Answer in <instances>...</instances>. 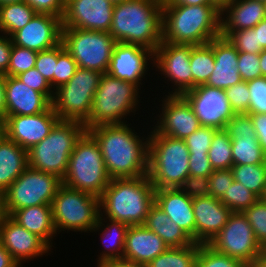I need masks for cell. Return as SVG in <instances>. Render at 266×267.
Returning <instances> with one entry per match:
<instances>
[{
    "mask_svg": "<svg viewBox=\"0 0 266 267\" xmlns=\"http://www.w3.org/2000/svg\"><path fill=\"white\" fill-rule=\"evenodd\" d=\"M129 125L131 123L103 124L87 130L100 146L110 179L147 175L149 133L144 135L145 138L141 137Z\"/></svg>",
    "mask_w": 266,
    "mask_h": 267,
    "instance_id": "1",
    "label": "cell"
},
{
    "mask_svg": "<svg viewBox=\"0 0 266 267\" xmlns=\"http://www.w3.org/2000/svg\"><path fill=\"white\" fill-rule=\"evenodd\" d=\"M162 0L116 3L109 33L116 42L136 44L153 52L162 42Z\"/></svg>",
    "mask_w": 266,
    "mask_h": 267,
    "instance_id": "2",
    "label": "cell"
},
{
    "mask_svg": "<svg viewBox=\"0 0 266 267\" xmlns=\"http://www.w3.org/2000/svg\"><path fill=\"white\" fill-rule=\"evenodd\" d=\"M162 41L202 45L221 36V11L215 5H162Z\"/></svg>",
    "mask_w": 266,
    "mask_h": 267,
    "instance_id": "3",
    "label": "cell"
},
{
    "mask_svg": "<svg viewBox=\"0 0 266 267\" xmlns=\"http://www.w3.org/2000/svg\"><path fill=\"white\" fill-rule=\"evenodd\" d=\"M154 203L155 187L147 175L111 179L99 197V216L129 226L143 225Z\"/></svg>",
    "mask_w": 266,
    "mask_h": 267,
    "instance_id": "4",
    "label": "cell"
},
{
    "mask_svg": "<svg viewBox=\"0 0 266 267\" xmlns=\"http://www.w3.org/2000/svg\"><path fill=\"white\" fill-rule=\"evenodd\" d=\"M147 176L155 189L179 187L189 176V150L185 140L149 132Z\"/></svg>",
    "mask_w": 266,
    "mask_h": 267,
    "instance_id": "5",
    "label": "cell"
},
{
    "mask_svg": "<svg viewBox=\"0 0 266 267\" xmlns=\"http://www.w3.org/2000/svg\"><path fill=\"white\" fill-rule=\"evenodd\" d=\"M86 126L77 121L59 120L50 134L28 152V166L63 180L69 158L77 141L86 132Z\"/></svg>",
    "mask_w": 266,
    "mask_h": 267,
    "instance_id": "6",
    "label": "cell"
},
{
    "mask_svg": "<svg viewBox=\"0 0 266 267\" xmlns=\"http://www.w3.org/2000/svg\"><path fill=\"white\" fill-rule=\"evenodd\" d=\"M140 90L133 83L112 77L108 73L101 76L95 92L86 130L103 124L127 123L125 118L139 108Z\"/></svg>",
    "mask_w": 266,
    "mask_h": 267,
    "instance_id": "7",
    "label": "cell"
},
{
    "mask_svg": "<svg viewBox=\"0 0 266 267\" xmlns=\"http://www.w3.org/2000/svg\"><path fill=\"white\" fill-rule=\"evenodd\" d=\"M110 180L100 146L86 131L77 141L70 155L68 169L62 183L99 198Z\"/></svg>",
    "mask_w": 266,
    "mask_h": 267,
    "instance_id": "8",
    "label": "cell"
},
{
    "mask_svg": "<svg viewBox=\"0 0 266 267\" xmlns=\"http://www.w3.org/2000/svg\"><path fill=\"white\" fill-rule=\"evenodd\" d=\"M51 208L57 235L66 230L90 233L100 215L97 196L72 189L63 183L52 200Z\"/></svg>",
    "mask_w": 266,
    "mask_h": 267,
    "instance_id": "9",
    "label": "cell"
},
{
    "mask_svg": "<svg viewBox=\"0 0 266 267\" xmlns=\"http://www.w3.org/2000/svg\"><path fill=\"white\" fill-rule=\"evenodd\" d=\"M101 76L98 71L78 67L66 84L54 90L51 106L60 120L77 121L84 125L89 122Z\"/></svg>",
    "mask_w": 266,
    "mask_h": 267,
    "instance_id": "10",
    "label": "cell"
},
{
    "mask_svg": "<svg viewBox=\"0 0 266 267\" xmlns=\"http://www.w3.org/2000/svg\"><path fill=\"white\" fill-rule=\"evenodd\" d=\"M61 42L78 67L107 73L116 44L110 33L62 27Z\"/></svg>",
    "mask_w": 266,
    "mask_h": 267,
    "instance_id": "11",
    "label": "cell"
},
{
    "mask_svg": "<svg viewBox=\"0 0 266 267\" xmlns=\"http://www.w3.org/2000/svg\"><path fill=\"white\" fill-rule=\"evenodd\" d=\"M61 184L56 175L28 166L5 191L9 215L26 207L51 204Z\"/></svg>",
    "mask_w": 266,
    "mask_h": 267,
    "instance_id": "12",
    "label": "cell"
},
{
    "mask_svg": "<svg viewBox=\"0 0 266 267\" xmlns=\"http://www.w3.org/2000/svg\"><path fill=\"white\" fill-rule=\"evenodd\" d=\"M215 251L252 267L263 253L252 226L241 212H233L221 231L208 243Z\"/></svg>",
    "mask_w": 266,
    "mask_h": 267,
    "instance_id": "13",
    "label": "cell"
},
{
    "mask_svg": "<svg viewBox=\"0 0 266 267\" xmlns=\"http://www.w3.org/2000/svg\"><path fill=\"white\" fill-rule=\"evenodd\" d=\"M194 45L161 42L154 51L153 66L167 82L172 83L168 95H183L192 89L190 66L191 49ZM174 84V85H173Z\"/></svg>",
    "mask_w": 266,
    "mask_h": 267,
    "instance_id": "14",
    "label": "cell"
},
{
    "mask_svg": "<svg viewBox=\"0 0 266 267\" xmlns=\"http://www.w3.org/2000/svg\"><path fill=\"white\" fill-rule=\"evenodd\" d=\"M161 113L154 119L151 125L157 133L175 139L185 140L195 132L200 126L199 119L191 104L183 95H165L162 98Z\"/></svg>",
    "mask_w": 266,
    "mask_h": 267,
    "instance_id": "15",
    "label": "cell"
},
{
    "mask_svg": "<svg viewBox=\"0 0 266 267\" xmlns=\"http://www.w3.org/2000/svg\"><path fill=\"white\" fill-rule=\"evenodd\" d=\"M183 96L191 104L201 126L224 129L235 115L225 90L204 84L186 91Z\"/></svg>",
    "mask_w": 266,
    "mask_h": 267,
    "instance_id": "16",
    "label": "cell"
},
{
    "mask_svg": "<svg viewBox=\"0 0 266 267\" xmlns=\"http://www.w3.org/2000/svg\"><path fill=\"white\" fill-rule=\"evenodd\" d=\"M59 120L52 106L35 115L6 116L2 123V133L9 140L29 150L46 138Z\"/></svg>",
    "mask_w": 266,
    "mask_h": 267,
    "instance_id": "17",
    "label": "cell"
},
{
    "mask_svg": "<svg viewBox=\"0 0 266 267\" xmlns=\"http://www.w3.org/2000/svg\"><path fill=\"white\" fill-rule=\"evenodd\" d=\"M114 5L109 0H66L62 27L109 33Z\"/></svg>",
    "mask_w": 266,
    "mask_h": 267,
    "instance_id": "18",
    "label": "cell"
},
{
    "mask_svg": "<svg viewBox=\"0 0 266 267\" xmlns=\"http://www.w3.org/2000/svg\"><path fill=\"white\" fill-rule=\"evenodd\" d=\"M153 60L154 52L149 48L116 42L107 73L112 77L133 83L140 89L142 78H146L149 64H154Z\"/></svg>",
    "mask_w": 266,
    "mask_h": 267,
    "instance_id": "19",
    "label": "cell"
},
{
    "mask_svg": "<svg viewBox=\"0 0 266 267\" xmlns=\"http://www.w3.org/2000/svg\"><path fill=\"white\" fill-rule=\"evenodd\" d=\"M12 44L37 52L56 47L62 40V20L47 13H36L11 37Z\"/></svg>",
    "mask_w": 266,
    "mask_h": 267,
    "instance_id": "20",
    "label": "cell"
},
{
    "mask_svg": "<svg viewBox=\"0 0 266 267\" xmlns=\"http://www.w3.org/2000/svg\"><path fill=\"white\" fill-rule=\"evenodd\" d=\"M224 130L232 140L234 165L266 163V156L249 114H235Z\"/></svg>",
    "mask_w": 266,
    "mask_h": 267,
    "instance_id": "21",
    "label": "cell"
},
{
    "mask_svg": "<svg viewBox=\"0 0 266 267\" xmlns=\"http://www.w3.org/2000/svg\"><path fill=\"white\" fill-rule=\"evenodd\" d=\"M0 241L20 267L26 260L42 257L52 250L40 237L22 227L10 215L0 223Z\"/></svg>",
    "mask_w": 266,
    "mask_h": 267,
    "instance_id": "22",
    "label": "cell"
},
{
    "mask_svg": "<svg viewBox=\"0 0 266 267\" xmlns=\"http://www.w3.org/2000/svg\"><path fill=\"white\" fill-rule=\"evenodd\" d=\"M193 212L195 216V242L208 244L233 213L220 199L212 196H203L193 199Z\"/></svg>",
    "mask_w": 266,
    "mask_h": 267,
    "instance_id": "23",
    "label": "cell"
},
{
    "mask_svg": "<svg viewBox=\"0 0 266 267\" xmlns=\"http://www.w3.org/2000/svg\"><path fill=\"white\" fill-rule=\"evenodd\" d=\"M168 248L159 235L144 225H132L126 233L122 259L144 267Z\"/></svg>",
    "mask_w": 266,
    "mask_h": 267,
    "instance_id": "24",
    "label": "cell"
},
{
    "mask_svg": "<svg viewBox=\"0 0 266 267\" xmlns=\"http://www.w3.org/2000/svg\"><path fill=\"white\" fill-rule=\"evenodd\" d=\"M212 49L215 66L205 85L226 90L240 83L242 78L237 67L239 56L237 49L227 38L222 36L212 39Z\"/></svg>",
    "mask_w": 266,
    "mask_h": 267,
    "instance_id": "25",
    "label": "cell"
},
{
    "mask_svg": "<svg viewBox=\"0 0 266 267\" xmlns=\"http://www.w3.org/2000/svg\"><path fill=\"white\" fill-rule=\"evenodd\" d=\"M6 116L35 115L45 112L51 102L40 92L29 88L16 76H6Z\"/></svg>",
    "mask_w": 266,
    "mask_h": 267,
    "instance_id": "26",
    "label": "cell"
},
{
    "mask_svg": "<svg viewBox=\"0 0 266 267\" xmlns=\"http://www.w3.org/2000/svg\"><path fill=\"white\" fill-rule=\"evenodd\" d=\"M155 204L159 206L195 242L193 199L179 187L155 189Z\"/></svg>",
    "mask_w": 266,
    "mask_h": 267,
    "instance_id": "27",
    "label": "cell"
},
{
    "mask_svg": "<svg viewBox=\"0 0 266 267\" xmlns=\"http://www.w3.org/2000/svg\"><path fill=\"white\" fill-rule=\"evenodd\" d=\"M264 19H266V13L263 2L233 0L221 11V32L254 28Z\"/></svg>",
    "mask_w": 266,
    "mask_h": 267,
    "instance_id": "28",
    "label": "cell"
},
{
    "mask_svg": "<svg viewBox=\"0 0 266 267\" xmlns=\"http://www.w3.org/2000/svg\"><path fill=\"white\" fill-rule=\"evenodd\" d=\"M11 217L22 227L40 237L50 248L54 247L52 241L57 233L52 219L51 204L19 209Z\"/></svg>",
    "mask_w": 266,
    "mask_h": 267,
    "instance_id": "29",
    "label": "cell"
},
{
    "mask_svg": "<svg viewBox=\"0 0 266 267\" xmlns=\"http://www.w3.org/2000/svg\"><path fill=\"white\" fill-rule=\"evenodd\" d=\"M28 167V152L0 134V189L4 192Z\"/></svg>",
    "mask_w": 266,
    "mask_h": 267,
    "instance_id": "30",
    "label": "cell"
},
{
    "mask_svg": "<svg viewBox=\"0 0 266 267\" xmlns=\"http://www.w3.org/2000/svg\"><path fill=\"white\" fill-rule=\"evenodd\" d=\"M109 221V222H108ZM106 224H105V223ZM106 225V226H105ZM129 225L113 221L104 216H99L97 224L91 232H101L98 235L101 237L104 250L98 254L97 264L105 261L119 260L123 257L126 233Z\"/></svg>",
    "mask_w": 266,
    "mask_h": 267,
    "instance_id": "31",
    "label": "cell"
},
{
    "mask_svg": "<svg viewBox=\"0 0 266 267\" xmlns=\"http://www.w3.org/2000/svg\"><path fill=\"white\" fill-rule=\"evenodd\" d=\"M159 235L169 247H184L194 241L155 203L150 207L143 224Z\"/></svg>",
    "mask_w": 266,
    "mask_h": 267,
    "instance_id": "32",
    "label": "cell"
},
{
    "mask_svg": "<svg viewBox=\"0 0 266 267\" xmlns=\"http://www.w3.org/2000/svg\"><path fill=\"white\" fill-rule=\"evenodd\" d=\"M37 12L25 1L0 6V34L11 37Z\"/></svg>",
    "mask_w": 266,
    "mask_h": 267,
    "instance_id": "33",
    "label": "cell"
},
{
    "mask_svg": "<svg viewBox=\"0 0 266 267\" xmlns=\"http://www.w3.org/2000/svg\"><path fill=\"white\" fill-rule=\"evenodd\" d=\"M190 66L192 71V89L206 84L215 66L212 40L206 44L194 45L192 47Z\"/></svg>",
    "mask_w": 266,
    "mask_h": 267,
    "instance_id": "34",
    "label": "cell"
},
{
    "mask_svg": "<svg viewBox=\"0 0 266 267\" xmlns=\"http://www.w3.org/2000/svg\"><path fill=\"white\" fill-rule=\"evenodd\" d=\"M234 181H237L259 198H266V163L233 165Z\"/></svg>",
    "mask_w": 266,
    "mask_h": 267,
    "instance_id": "35",
    "label": "cell"
},
{
    "mask_svg": "<svg viewBox=\"0 0 266 267\" xmlns=\"http://www.w3.org/2000/svg\"><path fill=\"white\" fill-rule=\"evenodd\" d=\"M199 243L184 247H169L144 267H195Z\"/></svg>",
    "mask_w": 266,
    "mask_h": 267,
    "instance_id": "36",
    "label": "cell"
},
{
    "mask_svg": "<svg viewBox=\"0 0 266 267\" xmlns=\"http://www.w3.org/2000/svg\"><path fill=\"white\" fill-rule=\"evenodd\" d=\"M208 158L213 170L231 169L234 165L232 158V140L224 129H218L212 138Z\"/></svg>",
    "mask_w": 266,
    "mask_h": 267,
    "instance_id": "37",
    "label": "cell"
},
{
    "mask_svg": "<svg viewBox=\"0 0 266 267\" xmlns=\"http://www.w3.org/2000/svg\"><path fill=\"white\" fill-rule=\"evenodd\" d=\"M259 197L243 184L233 181L220 201L231 209L232 212L243 213L248 207L255 203Z\"/></svg>",
    "mask_w": 266,
    "mask_h": 267,
    "instance_id": "38",
    "label": "cell"
},
{
    "mask_svg": "<svg viewBox=\"0 0 266 267\" xmlns=\"http://www.w3.org/2000/svg\"><path fill=\"white\" fill-rule=\"evenodd\" d=\"M195 267H249L242 261L215 251L208 244H199Z\"/></svg>",
    "mask_w": 266,
    "mask_h": 267,
    "instance_id": "39",
    "label": "cell"
},
{
    "mask_svg": "<svg viewBox=\"0 0 266 267\" xmlns=\"http://www.w3.org/2000/svg\"><path fill=\"white\" fill-rule=\"evenodd\" d=\"M243 214L252 226L257 242L264 249L266 246V198H259Z\"/></svg>",
    "mask_w": 266,
    "mask_h": 267,
    "instance_id": "40",
    "label": "cell"
},
{
    "mask_svg": "<svg viewBox=\"0 0 266 267\" xmlns=\"http://www.w3.org/2000/svg\"><path fill=\"white\" fill-rule=\"evenodd\" d=\"M77 62L61 42L57 45V66L54 73V90L66 84L76 73Z\"/></svg>",
    "mask_w": 266,
    "mask_h": 267,
    "instance_id": "41",
    "label": "cell"
},
{
    "mask_svg": "<svg viewBox=\"0 0 266 267\" xmlns=\"http://www.w3.org/2000/svg\"><path fill=\"white\" fill-rule=\"evenodd\" d=\"M38 52L12 44L10 64L5 76H18L35 67Z\"/></svg>",
    "mask_w": 266,
    "mask_h": 267,
    "instance_id": "42",
    "label": "cell"
},
{
    "mask_svg": "<svg viewBox=\"0 0 266 267\" xmlns=\"http://www.w3.org/2000/svg\"><path fill=\"white\" fill-rule=\"evenodd\" d=\"M221 36L227 38L238 52L259 54L264 49L258 44L257 32L253 28L221 32Z\"/></svg>",
    "mask_w": 266,
    "mask_h": 267,
    "instance_id": "43",
    "label": "cell"
},
{
    "mask_svg": "<svg viewBox=\"0 0 266 267\" xmlns=\"http://www.w3.org/2000/svg\"><path fill=\"white\" fill-rule=\"evenodd\" d=\"M218 129L210 126H200L185 139L189 154H208L214 133Z\"/></svg>",
    "mask_w": 266,
    "mask_h": 267,
    "instance_id": "44",
    "label": "cell"
},
{
    "mask_svg": "<svg viewBox=\"0 0 266 267\" xmlns=\"http://www.w3.org/2000/svg\"><path fill=\"white\" fill-rule=\"evenodd\" d=\"M225 91L235 114H249L250 93L247 81H241L227 88Z\"/></svg>",
    "mask_w": 266,
    "mask_h": 267,
    "instance_id": "45",
    "label": "cell"
},
{
    "mask_svg": "<svg viewBox=\"0 0 266 267\" xmlns=\"http://www.w3.org/2000/svg\"><path fill=\"white\" fill-rule=\"evenodd\" d=\"M250 93L249 114H266V77L247 81Z\"/></svg>",
    "mask_w": 266,
    "mask_h": 267,
    "instance_id": "46",
    "label": "cell"
},
{
    "mask_svg": "<svg viewBox=\"0 0 266 267\" xmlns=\"http://www.w3.org/2000/svg\"><path fill=\"white\" fill-rule=\"evenodd\" d=\"M57 66V46L38 52L35 68L41 73L54 91V73Z\"/></svg>",
    "mask_w": 266,
    "mask_h": 267,
    "instance_id": "47",
    "label": "cell"
},
{
    "mask_svg": "<svg viewBox=\"0 0 266 267\" xmlns=\"http://www.w3.org/2000/svg\"><path fill=\"white\" fill-rule=\"evenodd\" d=\"M16 77L29 88L42 93L50 102L52 101L54 91L35 67L20 73Z\"/></svg>",
    "mask_w": 266,
    "mask_h": 267,
    "instance_id": "48",
    "label": "cell"
},
{
    "mask_svg": "<svg viewBox=\"0 0 266 267\" xmlns=\"http://www.w3.org/2000/svg\"><path fill=\"white\" fill-rule=\"evenodd\" d=\"M210 196L221 199L234 181L231 169L213 170L208 176Z\"/></svg>",
    "mask_w": 266,
    "mask_h": 267,
    "instance_id": "49",
    "label": "cell"
},
{
    "mask_svg": "<svg viewBox=\"0 0 266 267\" xmlns=\"http://www.w3.org/2000/svg\"><path fill=\"white\" fill-rule=\"evenodd\" d=\"M237 67L242 81L262 76L259 54L239 52Z\"/></svg>",
    "mask_w": 266,
    "mask_h": 267,
    "instance_id": "50",
    "label": "cell"
},
{
    "mask_svg": "<svg viewBox=\"0 0 266 267\" xmlns=\"http://www.w3.org/2000/svg\"><path fill=\"white\" fill-rule=\"evenodd\" d=\"M179 188L192 199L210 196L208 176L189 175Z\"/></svg>",
    "mask_w": 266,
    "mask_h": 267,
    "instance_id": "51",
    "label": "cell"
},
{
    "mask_svg": "<svg viewBox=\"0 0 266 267\" xmlns=\"http://www.w3.org/2000/svg\"><path fill=\"white\" fill-rule=\"evenodd\" d=\"M37 13H47L62 19L66 0H24Z\"/></svg>",
    "mask_w": 266,
    "mask_h": 267,
    "instance_id": "52",
    "label": "cell"
},
{
    "mask_svg": "<svg viewBox=\"0 0 266 267\" xmlns=\"http://www.w3.org/2000/svg\"><path fill=\"white\" fill-rule=\"evenodd\" d=\"M212 172L208 154H189V175L209 176Z\"/></svg>",
    "mask_w": 266,
    "mask_h": 267,
    "instance_id": "53",
    "label": "cell"
},
{
    "mask_svg": "<svg viewBox=\"0 0 266 267\" xmlns=\"http://www.w3.org/2000/svg\"><path fill=\"white\" fill-rule=\"evenodd\" d=\"M12 40L7 35L0 34V74H5L10 64Z\"/></svg>",
    "mask_w": 266,
    "mask_h": 267,
    "instance_id": "54",
    "label": "cell"
},
{
    "mask_svg": "<svg viewBox=\"0 0 266 267\" xmlns=\"http://www.w3.org/2000/svg\"><path fill=\"white\" fill-rule=\"evenodd\" d=\"M254 124L259 144L266 156V114H249Z\"/></svg>",
    "mask_w": 266,
    "mask_h": 267,
    "instance_id": "55",
    "label": "cell"
},
{
    "mask_svg": "<svg viewBox=\"0 0 266 267\" xmlns=\"http://www.w3.org/2000/svg\"><path fill=\"white\" fill-rule=\"evenodd\" d=\"M4 74H0V122L3 123L6 119V88Z\"/></svg>",
    "mask_w": 266,
    "mask_h": 267,
    "instance_id": "56",
    "label": "cell"
},
{
    "mask_svg": "<svg viewBox=\"0 0 266 267\" xmlns=\"http://www.w3.org/2000/svg\"><path fill=\"white\" fill-rule=\"evenodd\" d=\"M0 267H20L0 241Z\"/></svg>",
    "mask_w": 266,
    "mask_h": 267,
    "instance_id": "57",
    "label": "cell"
},
{
    "mask_svg": "<svg viewBox=\"0 0 266 267\" xmlns=\"http://www.w3.org/2000/svg\"><path fill=\"white\" fill-rule=\"evenodd\" d=\"M162 5H214L210 0H162Z\"/></svg>",
    "mask_w": 266,
    "mask_h": 267,
    "instance_id": "58",
    "label": "cell"
},
{
    "mask_svg": "<svg viewBox=\"0 0 266 267\" xmlns=\"http://www.w3.org/2000/svg\"><path fill=\"white\" fill-rule=\"evenodd\" d=\"M96 266L97 267H143L139 264L126 261L123 259L101 262L99 264H96Z\"/></svg>",
    "mask_w": 266,
    "mask_h": 267,
    "instance_id": "59",
    "label": "cell"
},
{
    "mask_svg": "<svg viewBox=\"0 0 266 267\" xmlns=\"http://www.w3.org/2000/svg\"><path fill=\"white\" fill-rule=\"evenodd\" d=\"M253 29L257 32L258 44L266 49V19L261 20Z\"/></svg>",
    "mask_w": 266,
    "mask_h": 267,
    "instance_id": "60",
    "label": "cell"
},
{
    "mask_svg": "<svg viewBox=\"0 0 266 267\" xmlns=\"http://www.w3.org/2000/svg\"><path fill=\"white\" fill-rule=\"evenodd\" d=\"M9 216L6 206V193L0 189V223Z\"/></svg>",
    "mask_w": 266,
    "mask_h": 267,
    "instance_id": "61",
    "label": "cell"
},
{
    "mask_svg": "<svg viewBox=\"0 0 266 267\" xmlns=\"http://www.w3.org/2000/svg\"><path fill=\"white\" fill-rule=\"evenodd\" d=\"M262 76L266 77V49L259 53Z\"/></svg>",
    "mask_w": 266,
    "mask_h": 267,
    "instance_id": "62",
    "label": "cell"
},
{
    "mask_svg": "<svg viewBox=\"0 0 266 267\" xmlns=\"http://www.w3.org/2000/svg\"><path fill=\"white\" fill-rule=\"evenodd\" d=\"M233 0H210L220 11H222Z\"/></svg>",
    "mask_w": 266,
    "mask_h": 267,
    "instance_id": "63",
    "label": "cell"
},
{
    "mask_svg": "<svg viewBox=\"0 0 266 267\" xmlns=\"http://www.w3.org/2000/svg\"><path fill=\"white\" fill-rule=\"evenodd\" d=\"M252 267H266V252L263 250L262 255L258 258Z\"/></svg>",
    "mask_w": 266,
    "mask_h": 267,
    "instance_id": "64",
    "label": "cell"
},
{
    "mask_svg": "<svg viewBox=\"0 0 266 267\" xmlns=\"http://www.w3.org/2000/svg\"><path fill=\"white\" fill-rule=\"evenodd\" d=\"M24 0H0V6L5 5V4H10V3H16V2H21Z\"/></svg>",
    "mask_w": 266,
    "mask_h": 267,
    "instance_id": "65",
    "label": "cell"
},
{
    "mask_svg": "<svg viewBox=\"0 0 266 267\" xmlns=\"http://www.w3.org/2000/svg\"><path fill=\"white\" fill-rule=\"evenodd\" d=\"M110 2L116 4V3H120V2H123L125 0H109Z\"/></svg>",
    "mask_w": 266,
    "mask_h": 267,
    "instance_id": "66",
    "label": "cell"
},
{
    "mask_svg": "<svg viewBox=\"0 0 266 267\" xmlns=\"http://www.w3.org/2000/svg\"><path fill=\"white\" fill-rule=\"evenodd\" d=\"M2 133V123L0 122V134Z\"/></svg>",
    "mask_w": 266,
    "mask_h": 267,
    "instance_id": "67",
    "label": "cell"
},
{
    "mask_svg": "<svg viewBox=\"0 0 266 267\" xmlns=\"http://www.w3.org/2000/svg\"><path fill=\"white\" fill-rule=\"evenodd\" d=\"M264 8H265V13H266V1L264 2Z\"/></svg>",
    "mask_w": 266,
    "mask_h": 267,
    "instance_id": "68",
    "label": "cell"
}]
</instances>
